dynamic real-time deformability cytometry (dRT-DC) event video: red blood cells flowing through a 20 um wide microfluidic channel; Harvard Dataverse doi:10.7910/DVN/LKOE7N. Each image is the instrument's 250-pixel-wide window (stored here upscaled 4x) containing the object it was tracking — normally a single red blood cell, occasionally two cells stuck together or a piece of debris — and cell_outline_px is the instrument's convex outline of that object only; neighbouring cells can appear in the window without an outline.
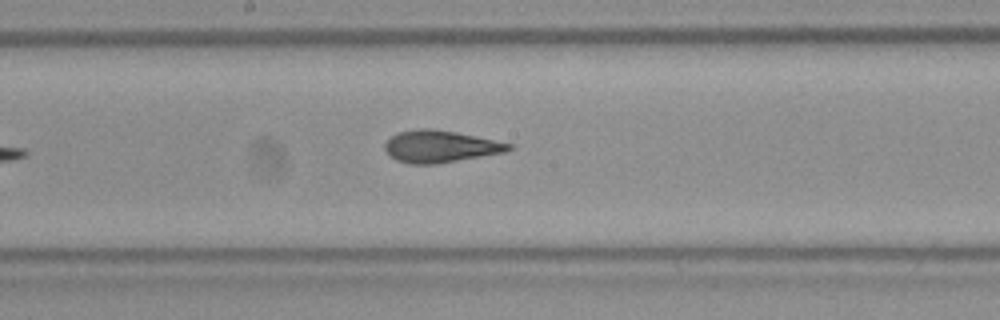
{"species": "Egyptian fruit bat (a non-hibernating species)", "species_latin": "Rousettus aegyptiacus", "temperature_condition": "room temperature", "stored_images_in_passage": 5, "camera_frame_rate_fps": 3000, "um_per_image_px": 0.085, "frame": {"image": 1, "passage_image": 5, "time_ms": 1.333, "image_size_px": [1000, 320], "cell_outline_px": [[512, 148], [504, 152], [436, 164], [408, 164], [396, 160], [388, 156], [384, 148], [384, 144], [396, 132], [420, 128], [432, 128], [456, 132], [476, 136], [512, 144]], "centroid_in_image_um": [37.35, 12.45], "position_along_channel_um": 210.8, "area_um2": 23.12}}